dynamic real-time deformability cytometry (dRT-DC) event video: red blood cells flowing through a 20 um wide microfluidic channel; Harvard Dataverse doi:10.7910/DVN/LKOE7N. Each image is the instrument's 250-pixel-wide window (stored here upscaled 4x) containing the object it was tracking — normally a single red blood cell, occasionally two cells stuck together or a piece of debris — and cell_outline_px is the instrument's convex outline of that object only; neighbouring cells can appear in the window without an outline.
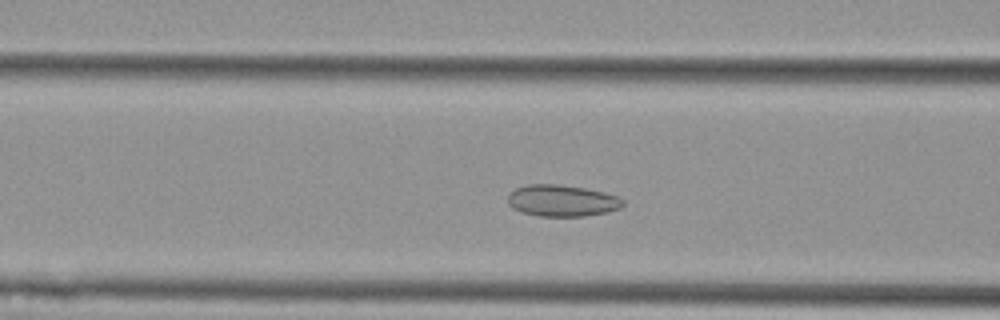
{"species": "Egyptian fruit bat (a non-hibernating species)", "species_latin": "Rousettus aegyptiacus", "temperature_condition": "cold", "stored_images_in_passage": 45, "camera_frame_rate_fps": 3000, "um_per_image_px": 0.085, "animal": {"sex": "female"}, "frame": {"image": 1, "passage_image": 12, "time_ms": 3.667, "image_size_px": [1000, 320], "cell_outline_px": [[624, 204], [620, 208], [608, 212], [584, 216], [536, 216], [520, 212], [512, 208], [508, 204], [508, 196], [516, 188], [528, 184], [556, 184], [584, 188], [604, 192], [616, 196], [624, 200]], "centroid_in_image_um": [47.76, 17.06], "position_along_channel_um": 118.8, "area_um2": 21.21}}
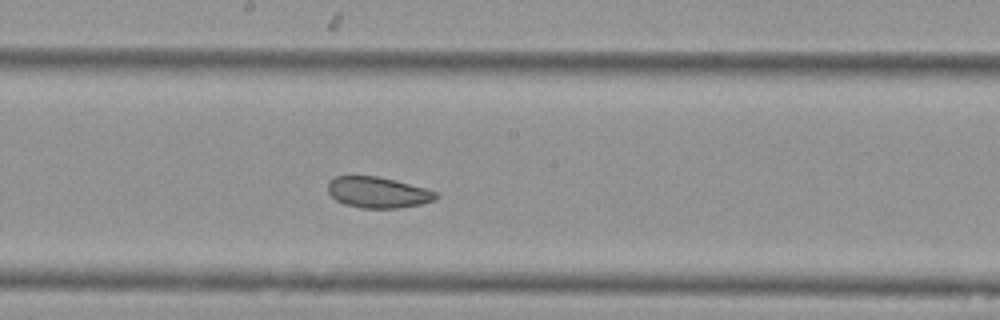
{"frame": {"image": 2, "passage_image": 20, "time_ms": 6.333, "image_size_px": [1000, 320], "cell_outline_px": [[440, 196], [432, 200], [420, 204], [400, 208], [360, 208], [344, 204], [336, 200], [328, 192], [328, 180], [336, 176], [380, 176], [396, 180], [424, 188], [436, 192]], "centroid_in_image_um": [32.09, 16.35], "position_along_channel_um": 216.1, "area_um2": 19.54}}
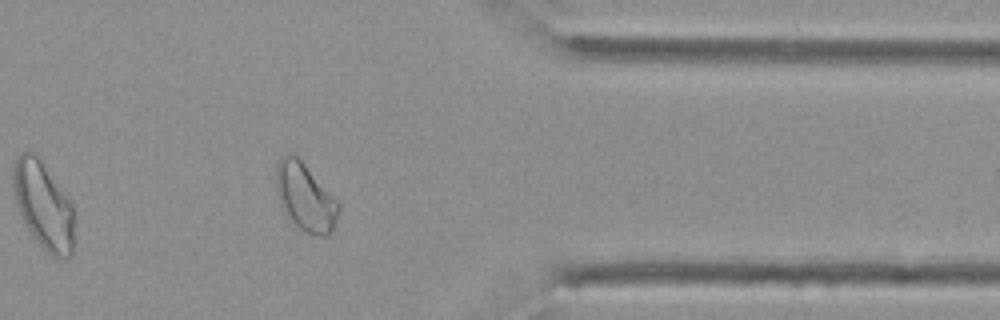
{"frame": {"image": 3, "passage_image": 35, "time_ms": 11.333, "image_size_px": [1000, 320], "cell_outline_px": [[340, 208], [336, 220], [328, 236], [320, 236], [304, 232], [296, 228], [280, 204], [276, 192], [276, 164], [280, 156], [288, 152], [296, 156], [304, 164], [340, 204]], "centroid_in_image_um": [25.91, 16.76], "position_along_channel_um": 385.5, "area_um2": 24.51}, "authors_computed_cell_mechanics": {"area_um2": 21.9062, "velocity_mm_per_s": 3.6657, "shape_relaxation_time_tau1_ms": null, "shape_relaxation_time_tau2_ms": 1.7866, "deformation_change_tau1": null, "deformation_change_tau2": 0.0655}}